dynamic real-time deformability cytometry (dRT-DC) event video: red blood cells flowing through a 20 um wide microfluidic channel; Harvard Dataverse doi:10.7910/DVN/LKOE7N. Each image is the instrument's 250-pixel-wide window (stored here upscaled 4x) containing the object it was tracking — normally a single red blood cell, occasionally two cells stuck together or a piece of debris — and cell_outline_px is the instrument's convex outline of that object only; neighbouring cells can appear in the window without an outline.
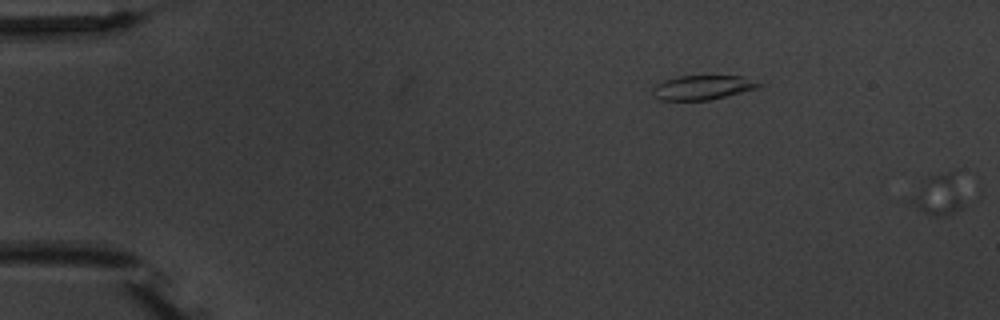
{"species": "common noctule bat (a hibernating species)", "species_latin": "Nyctalus noctula", "temperature_condition": "warm", "stored_images_in_passage": 7, "camera_frame_rate_fps": 3000, "um_per_image_px": 0.085, "animal": {"sex": "male", "body_mass_g": 20.1, "forearm_length_mm": 53.5}, "frame": {"image": 1, "passage_image": 1, "time_ms": 0.0, "image_size_px": [1000, 320], "cell_outline_px": [[964, 208], [956, 212], [936, 216], [932, 216], [924, 212], [912, 204], [912, 200], [924, 180], [928, 176], [944, 172], [952, 172], [964, 200]], "centroid_in_image_um": [79.83, 16.6], "position_along_channel_um": 5.2, "area_um2": 11.91}}
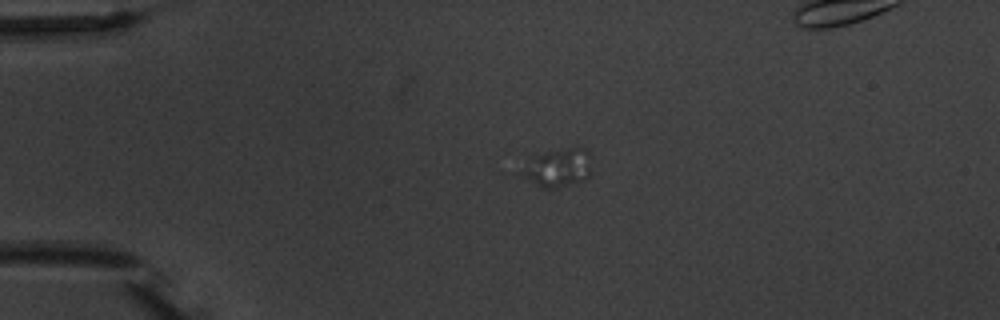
{"frame": {"image": 2, "passage_image": 5, "time_ms": 5.0, "image_size_px": [1000, 320], "cell_outline_px": [[592, 176], [584, 180], [556, 188], [544, 188], [532, 180], [524, 172], [532, 156], [548, 152], [568, 148], [584, 148], [588, 152]], "centroid_in_image_um": [47.57, 14.25], "position_along_channel_um": 37.4, "area_um2": 14.8}}
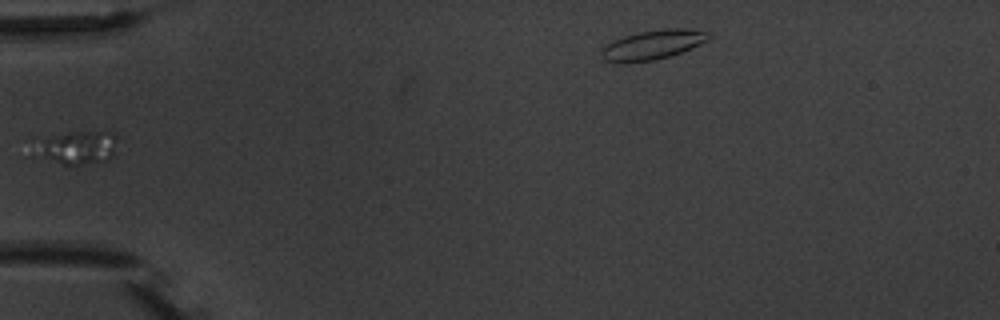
{"frame": {"image": 3, "passage_image": 7, "time_ms": 7.333, "image_size_px": [1000, 320], "cell_outline_px": [[116, 140], [112, 156], [108, 160], [80, 164], [64, 164], [28, 156], [40, 140], [48, 136], [68, 132], [112, 132], [116, 136]], "centroid_in_image_um": [6.45, 12.55], "position_along_channel_um": 78.6, "area_um2": 16.18}}